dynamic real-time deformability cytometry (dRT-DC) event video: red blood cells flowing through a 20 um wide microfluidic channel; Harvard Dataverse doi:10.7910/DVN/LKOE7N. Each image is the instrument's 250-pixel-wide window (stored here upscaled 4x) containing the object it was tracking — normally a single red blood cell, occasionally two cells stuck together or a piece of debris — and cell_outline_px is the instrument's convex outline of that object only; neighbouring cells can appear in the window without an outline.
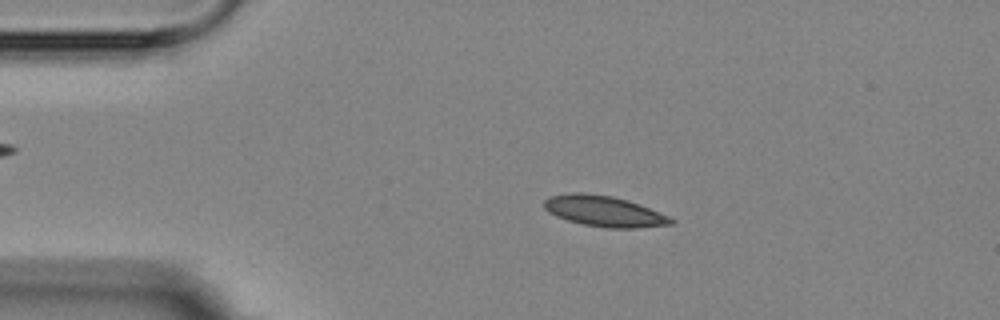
{"species": "Egyptian fruit bat (a non-hibernating species)", "species_latin": "Rousettus aegyptiacus", "temperature_condition": "room temperature", "stored_images_in_passage": 5, "camera_frame_rate_fps": 3000, "um_per_image_px": 0.085, "animal": {"sex": "female"}, "frame": {"image": 1, "passage_image": 3, "time_ms": 2.333, "image_size_px": [1000, 320], "cell_outline_px": [[676, 220], [672, 224], [636, 228], [608, 228], [584, 224], [568, 220], [556, 216], [548, 212], [544, 208], [544, 200], [548, 196], [572, 192], [584, 192], [612, 196], [628, 200], [668, 216]], "centroid_in_image_um": [51.31, 17.94], "position_along_channel_um": 33.7, "area_um2": 22.66}}
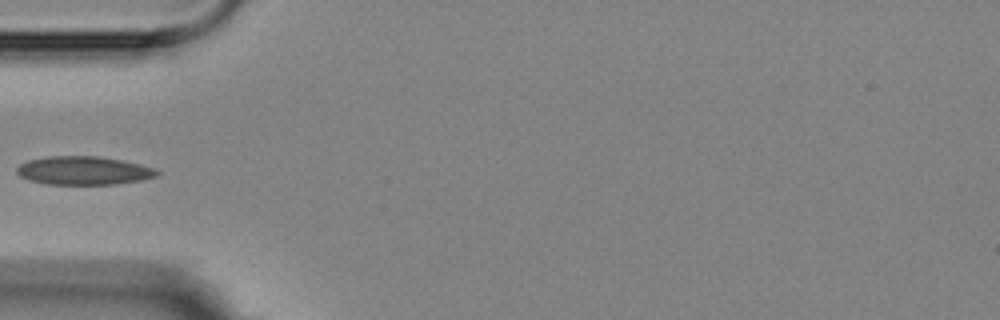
{"frame": {"image": 2, "passage_image": 5, "time_ms": 4.667, "image_size_px": [1000, 320], "cell_outline_px": [[160, 172], [156, 176], [144, 180], [116, 184], [44, 184], [28, 180], [20, 176], [16, 172], [16, 168], [20, 164], [28, 160], [48, 156], [100, 156], [140, 164], [156, 168]], "centroid_in_image_um": [7.11, 14.5], "position_along_channel_um": 77.9, "area_um2": 23.41}}